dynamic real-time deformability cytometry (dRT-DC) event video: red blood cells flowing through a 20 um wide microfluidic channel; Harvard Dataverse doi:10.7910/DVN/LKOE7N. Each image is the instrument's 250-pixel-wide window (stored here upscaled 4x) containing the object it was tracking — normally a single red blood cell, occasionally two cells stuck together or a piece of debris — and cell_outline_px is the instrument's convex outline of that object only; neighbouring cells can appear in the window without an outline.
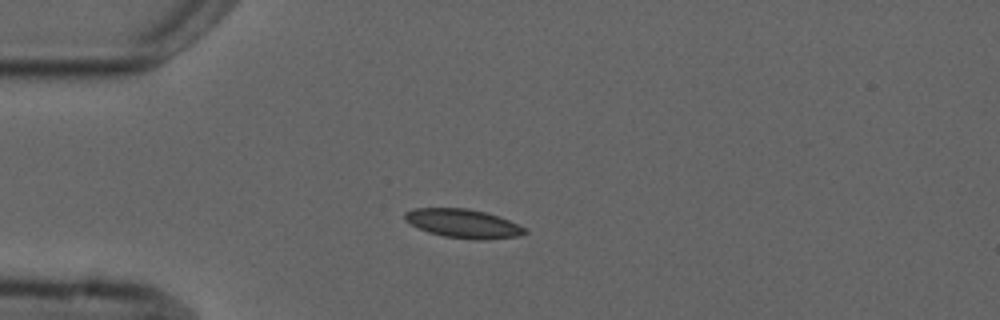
{"species": "common noctule bat (a hibernating species)", "species_latin": "Nyctalus noctula", "temperature_condition": "cold", "stored_images_in_passage": 5, "camera_frame_rate_fps": 3000, "um_per_image_px": 0.085, "animal": {"sex": "male", "forearm_length_mm": 52.5}, "frame": {"image": 1, "passage_image": 3, "time_ms": 3.0, "image_size_px": [1000, 320], "cell_outline_px": [[528, 232], [516, 236], [484, 240], [476, 240], [444, 236], [428, 232], [404, 220], [404, 212], [416, 208], [468, 208], [500, 216], [524, 228]], "centroid_in_image_um": [39.35, 18.99], "position_along_channel_um": 45.7, "area_um2": 19.94}}
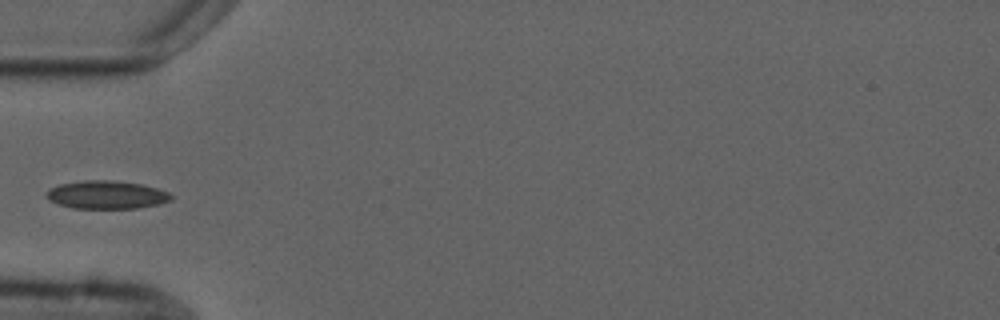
{"frame": {"image": 2, "passage_image": 4, "time_ms": 4.333, "image_size_px": [1000, 320], "cell_outline_px": [[172, 200], [160, 204], [136, 208], [72, 208], [48, 200], [48, 188], [60, 184], [84, 180], [112, 180], [140, 184], [156, 188], [168, 192], [172, 196]], "centroid_in_image_um": [9.07, 16.55], "position_along_channel_um": 75.9, "area_um2": 20.29}}
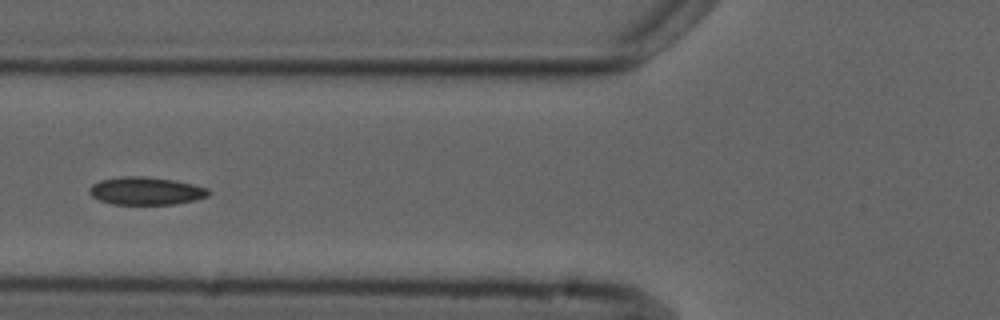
{"frame": {"image": 3, "passage_image": 5, "time_ms": 5.333, "image_size_px": [1000, 320], "cell_outline_px": [[212, 192], [208, 196], [196, 200], [176, 204], [112, 204], [100, 200], [92, 196], [88, 192], [88, 188], [92, 184], [100, 180], [120, 176], [144, 176], [172, 180], [192, 184], [208, 188]], "centroid_in_image_um": [12.4, 16.23], "position_along_channel_um": 113.4, "area_um2": 19.42}}